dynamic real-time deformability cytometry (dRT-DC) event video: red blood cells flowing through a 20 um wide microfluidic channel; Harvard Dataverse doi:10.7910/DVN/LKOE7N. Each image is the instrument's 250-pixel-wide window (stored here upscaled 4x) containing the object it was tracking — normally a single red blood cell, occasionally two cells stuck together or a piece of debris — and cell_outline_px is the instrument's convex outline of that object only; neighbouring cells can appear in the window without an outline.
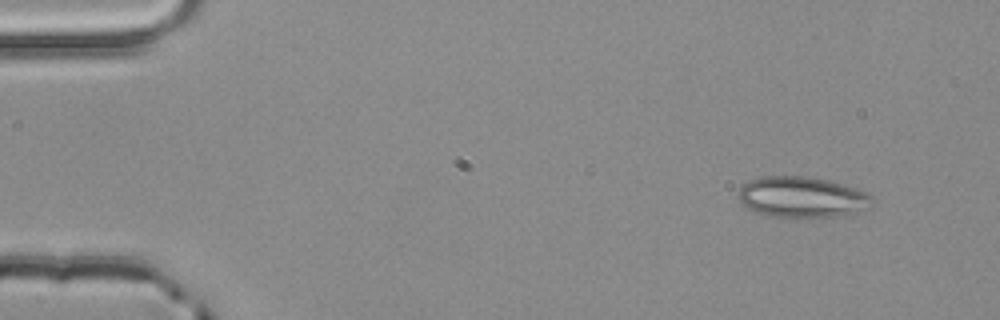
{"species": "common noctule bat (a hibernating species)", "species_latin": "Nyctalus noctula", "temperature_condition": "room temperature", "stored_images_in_passage": 4, "camera_frame_rate_fps": 3000, "um_per_image_px": 0.085, "animal": {"sex": "male", "body_mass_g": 20.4}, "frame": {"image": 1, "passage_image": 1, "time_ms": 0.0, "image_size_px": [1000, 320], "cell_outline_px": [[876, 204], [864, 208], [836, 216], [768, 216], [756, 212], [748, 208], [736, 196], [740, 188], [748, 180], [764, 176], [808, 176], [828, 180], [868, 192], [876, 200]], "centroid_in_image_um": [68.16, 16.72], "position_along_channel_um": 16.8, "area_um2": 31.56}}